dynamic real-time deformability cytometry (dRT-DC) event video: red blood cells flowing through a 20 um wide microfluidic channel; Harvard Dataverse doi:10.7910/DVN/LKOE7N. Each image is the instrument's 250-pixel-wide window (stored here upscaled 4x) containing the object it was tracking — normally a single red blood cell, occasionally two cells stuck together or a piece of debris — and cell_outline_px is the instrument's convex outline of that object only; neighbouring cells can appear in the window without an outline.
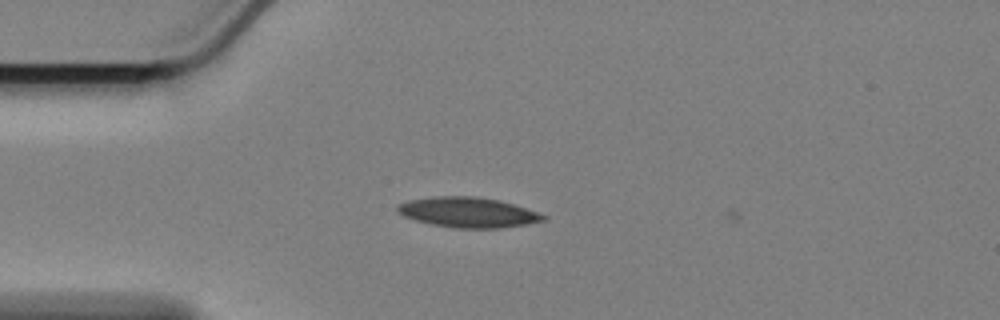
{"species": "Egyptian fruit bat (a non-hibernating species)", "species_latin": "Rousettus aegyptiacus", "temperature_condition": "cold", "stored_images_in_passage": 45, "camera_frame_rate_fps": 3000, "um_per_image_px": 0.085, "animal": {"sex": "female"}, "frame": {"image": 1, "passage_image": 1, "time_ms": 0.0, "image_size_px": [1000, 320], "cell_outline_px": [[548, 216], [544, 220], [524, 224], [496, 228], [456, 228], [432, 224], [416, 220], [404, 216], [396, 212], [396, 208], [400, 204], [412, 200], [436, 196], [476, 196], [500, 200]], "centroid_in_image_um": [39.76, 18.04], "position_along_channel_um": 45.2, "area_um2": 25.2}}
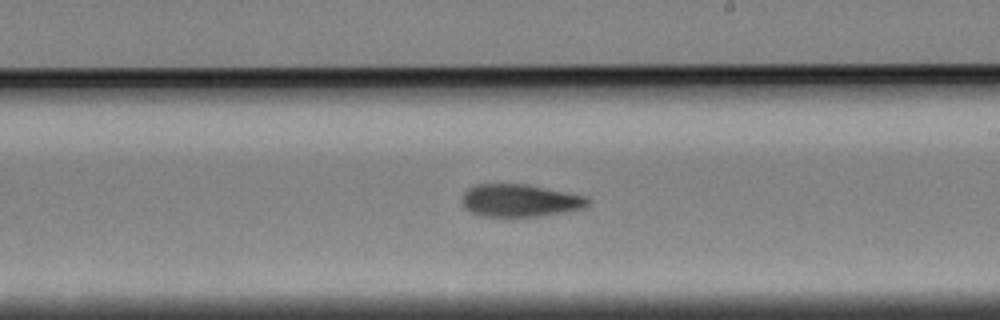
{"frame": {"image": 2, "passage_image": 20, "time_ms": 6.333, "image_size_px": [1000, 320], "cell_outline_px": [[588, 204], [584, 208], [540, 216], [512, 220], [480, 216], [468, 212], [464, 208], [464, 192], [468, 188], [476, 184], [528, 184], [588, 196]], "centroid_in_image_um": [44.17, 17.09], "position_along_channel_um": 244.8, "area_um2": 24.74}}
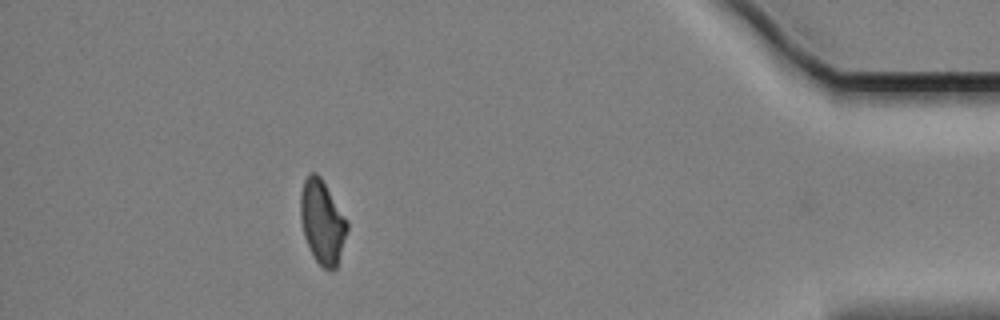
{"frame": {"image": 3, "passage_image": 39, "time_ms": 12.667, "image_size_px": [1000, 320], "cell_outline_px": [[348, 228], [336, 268], [332, 272], [324, 268], [316, 260], [304, 236], [300, 220], [300, 192], [304, 180], [312, 172], [316, 172], [320, 176], [348, 220]], "centroid_in_image_um": [27.39, 18.85], "position_along_channel_um": 407.8, "area_um2": 22.66}, "authors_computed_cell_mechanics": {"area_um2": 24.4494, "velocity_mm_per_s": 3.3871, "shape_relaxation_time_tau1_ms": 6.4143, "shape_relaxation_time_tau2_ms": 10.885, "deformation_change_tau1": 0.1542, "deformation_change_tau2": 0.1855}}